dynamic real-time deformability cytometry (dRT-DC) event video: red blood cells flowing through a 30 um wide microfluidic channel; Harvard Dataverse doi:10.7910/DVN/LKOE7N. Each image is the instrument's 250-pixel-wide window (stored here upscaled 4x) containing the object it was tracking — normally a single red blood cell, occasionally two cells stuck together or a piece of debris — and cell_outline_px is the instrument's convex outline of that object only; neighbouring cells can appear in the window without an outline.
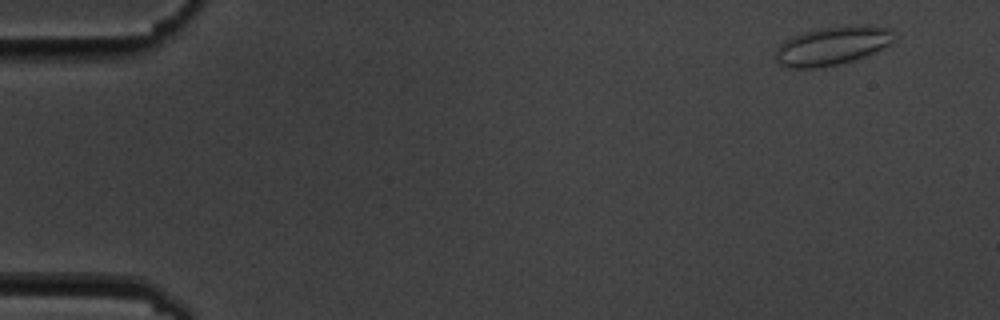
{"species": "common noctule bat (a hibernating species)", "species_latin": "Nyctalus noctula", "temperature_condition": "cold", "stored_images_in_passage": 6, "camera_frame_rate_fps": 3000, "um_per_image_px": 0.085, "animal": {"sex": "male", "body_mass_g": 19.5, "forearm_length_mm": 54.6}, "frame": {"image": 1, "passage_image": 1, "time_ms": 0.0, "image_size_px": [1000, 320], "cell_outline_px": [[896, 40], [864, 56], [852, 60], [836, 64], [812, 68], [792, 68], [776, 64], [776, 48], [784, 40], [804, 32], [820, 28], [852, 24], [868, 24], [888, 28], [892, 32]], "centroid_in_image_um": [70.72, 3.86], "position_along_channel_um": 14.3, "area_um2": 26.53}}
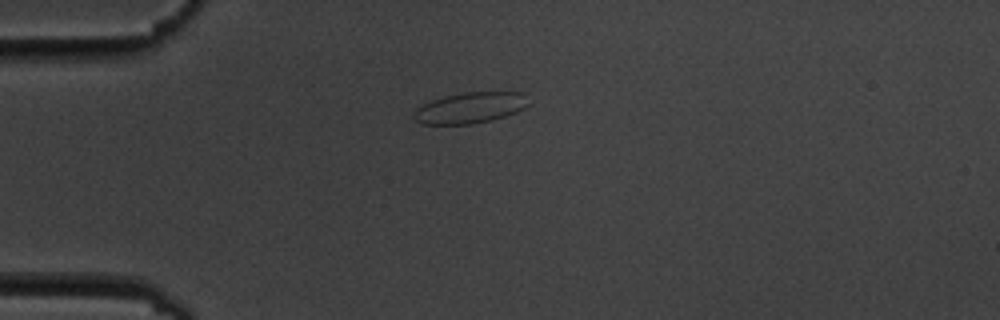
{"frame": {"image": 2, "passage_image": 4, "time_ms": 3.667, "image_size_px": [1000, 320], "cell_outline_px": [[532, 104], [516, 112], [492, 120], [472, 124], [420, 124], [412, 116], [416, 108], [432, 100], [444, 96], [464, 92], [524, 92]], "centroid_in_image_um": [40.0, 9.16], "position_along_channel_um": 45.0, "area_um2": 20.87}}
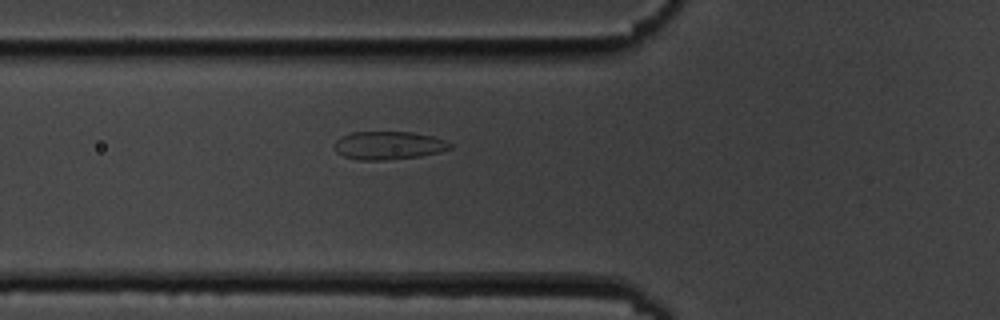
{"frame": {"image": 3, "passage_image": 6, "time_ms": 5.667, "image_size_px": [1000, 320], "cell_outline_px": [[452, 148], [440, 152], [420, 156], [384, 160], [360, 160], [344, 156], [336, 152], [336, 140], [340, 136], [352, 132], [412, 132], [432, 136], [444, 140], [452, 144]], "centroid_in_image_um": [33.04, 12.36], "position_along_channel_um": 92.8, "area_um2": 18.9}}